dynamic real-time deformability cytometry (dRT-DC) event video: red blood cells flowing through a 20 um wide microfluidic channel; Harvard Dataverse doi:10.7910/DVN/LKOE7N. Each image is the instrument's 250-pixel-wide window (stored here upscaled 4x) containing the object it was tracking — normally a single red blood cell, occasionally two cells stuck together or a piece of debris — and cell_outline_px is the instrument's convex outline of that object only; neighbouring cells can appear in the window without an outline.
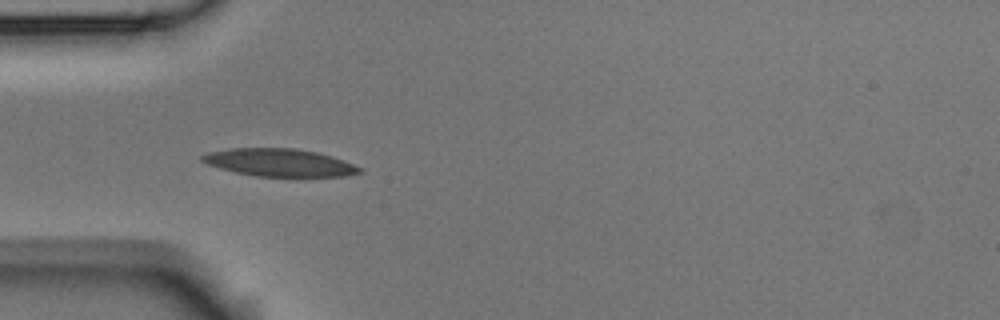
{"species": "Egyptian fruit bat (a non-hibernating species)", "species_latin": "Rousettus aegyptiacus", "temperature_condition": "room temperature", "stored_images_in_passage": 6, "camera_frame_rate_fps": 3000, "um_per_image_px": 0.085, "animal": {"sex": "male"}, "frame": {"image": 1, "passage_image": 4, "time_ms": 3.333, "image_size_px": [1000, 320], "cell_outline_px": [[364, 172], [344, 176], [256, 176], [236, 172], [220, 168], [208, 164], [200, 160], [200, 156], [208, 152], [228, 148], [296, 148], [316, 152], [332, 156], [344, 160], [364, 168]], "centroid_in_image_um": [23.78, 13.81], "position_along_channel_um": 61.2, "area_um2": 25.43}}
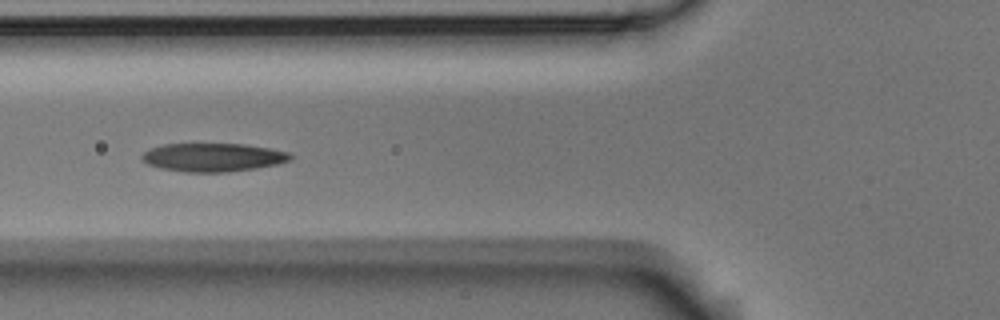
{"frame": {"image": 2, "passage_image": 5, "time_ms": 4.667, "image_size_px": [1000, 320], "cell_outline_px": [[292, 156], [288, 160], [276, 164], [256, 168], [228, 172], [184, 172], [160, 168], [148, 164], [140, 156], [148, 148], [164, 144], [244, 144], [268, 148], [288, 152]], "centroid_in_image_um": [18.05, 13.37], "position_along_channel_um": 107.7, "area_um2": 24.45}}
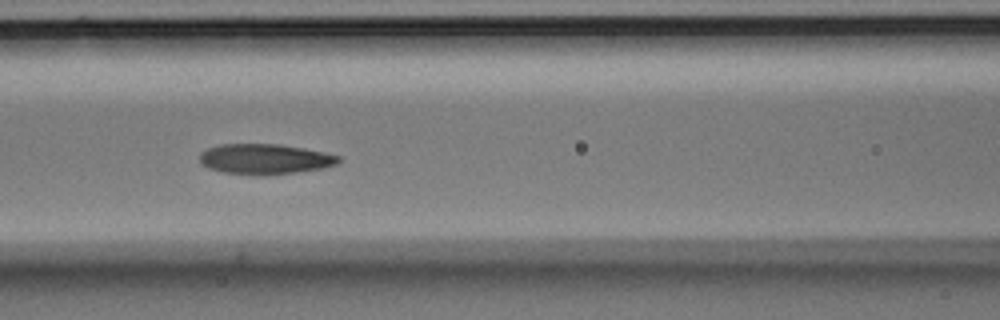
{"frame": {"image": 3, "passage_image": 6, "time_ms": 5.667, "image_size_px": [1000, 320], "cell_outline_px": [[340, 160], [336, 164], [320, 168], [296, 172], [264, 176], [256, 176], [224, 172], [208, 168], [200, 160], [200, 152], [208, 148], [220, 144], [280, 144], [304, 148], [324, 152], [340, 156]], "centroid_in_image_um": [22.5, 13.52], "position_along_channel_um": 144.1, "area_um2": 24.57}}